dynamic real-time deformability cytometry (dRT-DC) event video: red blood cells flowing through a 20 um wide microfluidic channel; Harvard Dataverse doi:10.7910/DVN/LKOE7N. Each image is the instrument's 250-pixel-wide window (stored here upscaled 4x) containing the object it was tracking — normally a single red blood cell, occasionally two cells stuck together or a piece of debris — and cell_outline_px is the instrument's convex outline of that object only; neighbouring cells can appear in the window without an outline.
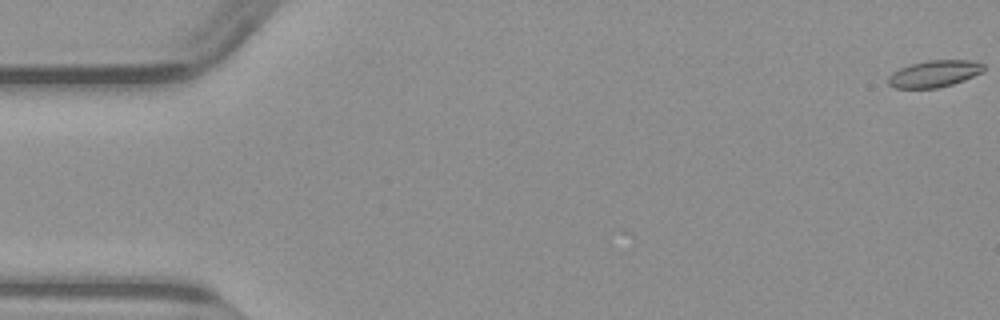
{"species": "common noctule bat (a hibernating species)", "species_latin": "Nyctalus noctula", "temperature_condition": "warm", "stored_images_in_passage": 15, "camera_frame_rate_fps": 3000, "um_per_image_px": 0.085, "animal": {"sex": "male", "body_mass_g": 23.1, "forearm_length_mm": 52.7}, "frame": {"image": 1, "passage_image": 1, "time_ms": 0.0, "image_size_px": [1000, 320], "cell_outline_px": [[984, 72], [964, 80], [952, 84], [936, 88], [896, 88], [888, 84], [888, 76], [892, 72], [900, 68], [912, 64], [928, 60], [972, 60], [984, 64]], "centroid_in_image_um": [79.43, 6.26], "position_along_channel_um": 5.6, "area_um2": 14.91}}
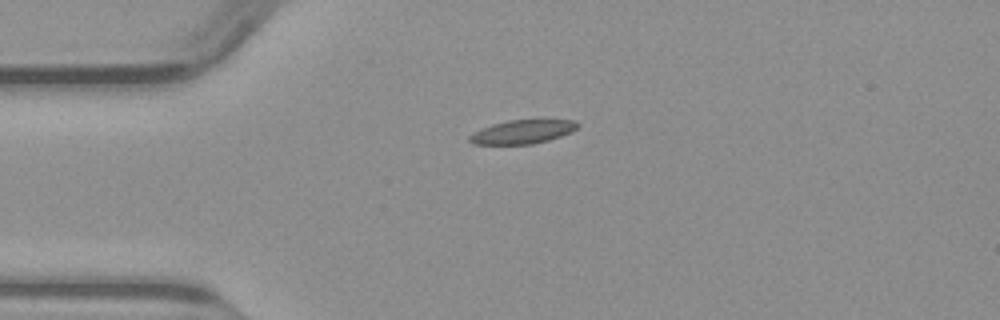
{"frame": {"image": 2, "passage_image": 13, "time_ms": 4.0, "image_size_px": [1000, 320], "cell_outline_px": [[580, 124], [572, 132], [548, 140], [532, 144], [472, 144], [468, 140], [468, 136], [492, 124], [508, 120], [572, 120]], "centroid_in_image_um": [44.41, 11.21], "position_along_channel_um": 40.6, "area_um2": 14.74}}